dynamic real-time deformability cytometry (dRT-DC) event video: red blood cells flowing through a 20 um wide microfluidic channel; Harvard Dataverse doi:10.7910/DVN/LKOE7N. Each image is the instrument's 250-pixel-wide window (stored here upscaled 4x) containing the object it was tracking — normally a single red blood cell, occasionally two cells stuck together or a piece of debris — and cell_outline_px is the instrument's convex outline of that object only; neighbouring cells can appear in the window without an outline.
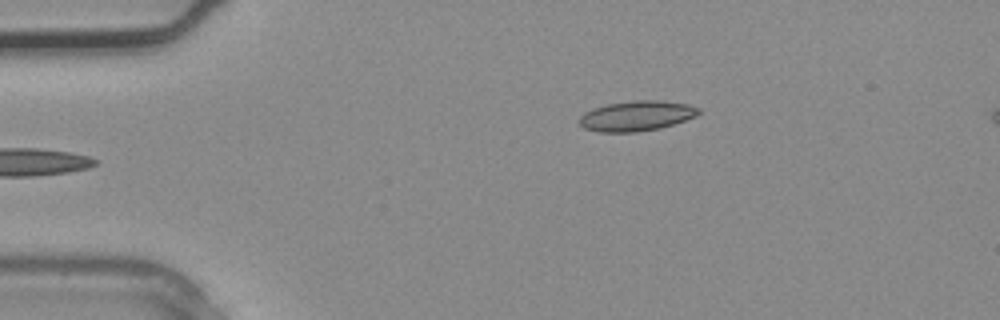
{"species": "common noctule bat (a hibernating species)", "species_latin": "Nyctalus noctula", "temperature_condition": "warm", "stored_images_in_passage": 4, "camera_frame_rate_fps": 3000, "um_per_image_px": 0.085, "animal": {"sex": "male", "body_mass_g": 20.4}, "frame": {"image": 1, "passage_image": 4, "time_ms": 1.0, "image_size_px": [1000, 320], "cell_outline_px": [[700, 112], [696, 116], [660, 128], [636, 132], [600, 132], [584, 128], [576, 120], [584, 112], [592, 108], [608, 104], [636, 100], [660, 100], [688, 104], [700, 108]], "centroid_in_image_um": [54.07, 9.85], "position_along_channel_um": 30.9, "area_um2": 20.98}}